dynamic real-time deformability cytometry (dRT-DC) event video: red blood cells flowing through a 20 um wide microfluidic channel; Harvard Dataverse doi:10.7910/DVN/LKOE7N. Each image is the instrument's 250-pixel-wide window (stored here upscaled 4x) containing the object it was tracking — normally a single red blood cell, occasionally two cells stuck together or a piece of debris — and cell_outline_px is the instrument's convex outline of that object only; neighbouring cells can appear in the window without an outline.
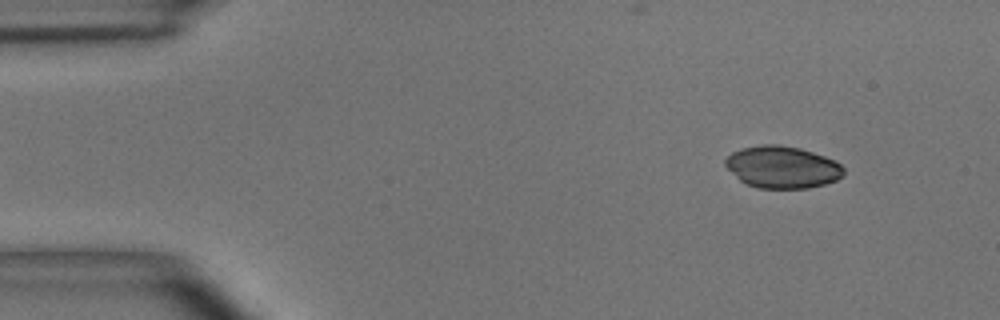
{"species": "common noctule bat (a hibernating species)", "species_latin": "Nyctalus noctula", "temperature_condition": "room temperature", "stored_images_in_passage": 54, "camera_frame_rate_fps": 3000, "um_per_image_px": 0.085, "animal": {"sex": "male", "body_mass_g": 15.6}, "frame": {"image": 1, "passage_image": 5, "time_ms": 1.333, "image_size_px": [1000, 320], "cell_outline_px": [[844, 176], [836, 180], [824, 184], [808, 188], [760, 188], [748, 184], [740, 180], [724, 164], [724, 160], [732, 152], [740, 148], [760, 144], [780, 144], [800, 148], [836, 160], [844, 168]], "centroid_in_image_um": [66.51, 14.19], "position_along_channel_um": 18.5, "area_um2": 29.07}}
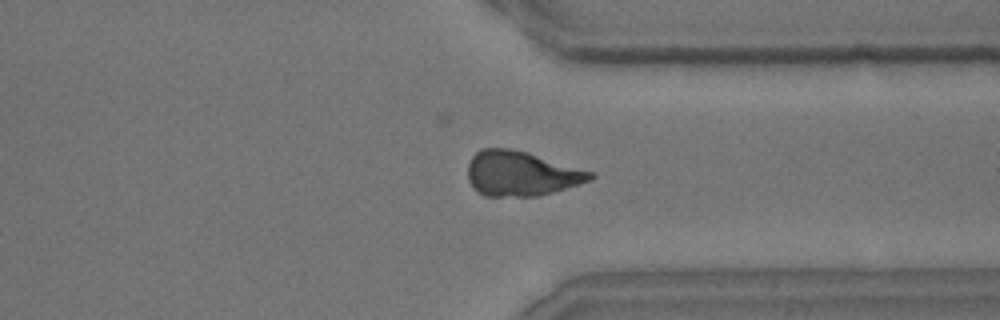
{"frame": {"image": 2, "passage_image": 41, "time_ms": 13.333, "image_size_px": [1000, 320], "cell_outline_px": [[596, 176], [592, 180], [580, 184], [540, 196], [484, 196], [468, 180], [468, 164], [472, 156], [480, 148], [508, 148], [528, 152], [592, 172]], "centroid_in_image_um": [44.31, 14.75], "position_along_channel_um": 367.1, "area_um2": 31.91}}
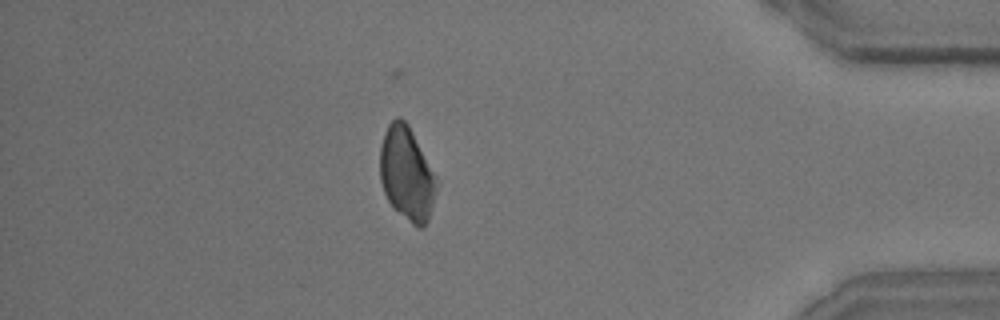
{"frame": {"image": 3, "passage_image": 47, "time_ms": 15.333, "image_size_px": [1000, 320], "cell_outline_px": [[440, 180], [428, 220], [420, 228], [416, 228], [392, 208], [384, 192], [380, 180], [380, 148], [384, 132], [388, 124], [396, 116], [400, 116], [408, 124]], "centroid_in_image_um": [34.59, 14.77], "position_along_channel_um": 400.6, "area_um2": 31.5}}